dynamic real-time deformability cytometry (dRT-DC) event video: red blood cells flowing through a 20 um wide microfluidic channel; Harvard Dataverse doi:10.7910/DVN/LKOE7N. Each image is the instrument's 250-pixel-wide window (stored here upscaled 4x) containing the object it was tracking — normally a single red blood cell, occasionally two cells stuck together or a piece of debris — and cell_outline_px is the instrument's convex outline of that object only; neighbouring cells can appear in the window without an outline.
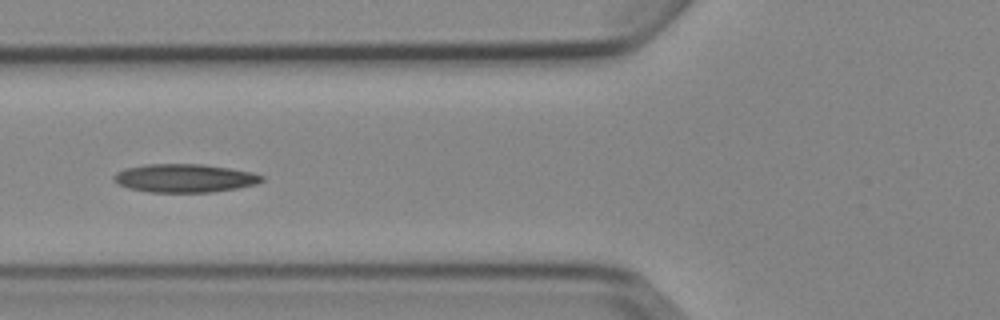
{"species": "Egyptian fruit bat (a non-hibernating species)", "species_latin": "Rousettus aegyptiacus", "temperature_condition": "cold", "stored_images_in_passage": 3, "camera_frame_rate_fps": 3000, "um_per_image_px": 0.085, "animal": {"sex": "female"}, "frame": {"image": 1, "passage_image": 3, "time_ms": 2.333, "image_size_px": [1000, 320], "cell_outline_px": [[264, 180], [256, 184], [236, 188], [208, 192], [148, 192], [128, 188], [116, 184], [112, 180], [112, 176], [116, 172], [124, 168], [144, 164], [204, 164], [252, 172], [264, 176]], "centroid_in_image_um": [15.62, 15.14], "position_along_channel_um": 110.2, "area_um2": 24.62}}